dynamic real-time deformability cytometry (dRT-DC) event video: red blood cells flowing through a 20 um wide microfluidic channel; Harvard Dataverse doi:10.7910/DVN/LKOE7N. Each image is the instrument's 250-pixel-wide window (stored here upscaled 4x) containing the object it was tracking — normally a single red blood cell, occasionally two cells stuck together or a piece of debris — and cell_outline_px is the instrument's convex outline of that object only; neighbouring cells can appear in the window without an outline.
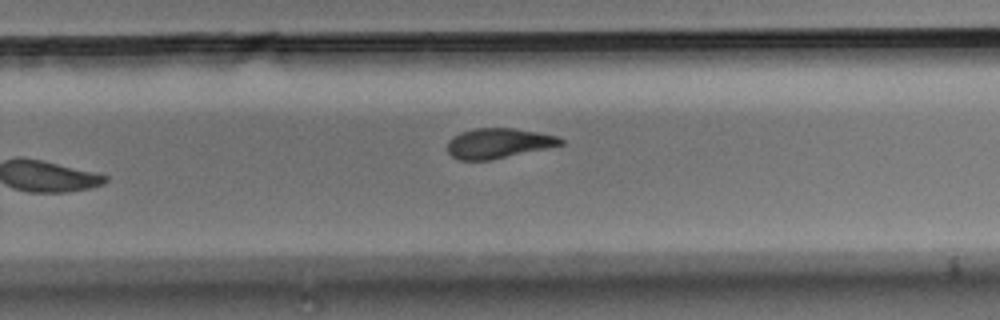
{"species": "Egyptian fruit bat (a non-hibernating species)", "species_latin": "Rousettus aegyptiacus", "temperature_condition": "room temperature", "stored_images_in_passage": 10, "camera_frame_rate_fps": 3000, "um_per_image_px": 0.085, "animal": {"sex": "male"}, "frame": {"image": 1, "passage_image": 9, "time_ms": 2.667, "image_size_px": [1000, 320], "cell_outline_px": [[564, 144], [492, 160], [460, 160], [452, 156], [448, 152], [448, 140], [452, 136], [460, 132], [476, 128], [512, 128], [536, 132], [556, 136], [564, 140]], "centroid_in_image_um": [42.33, 12.18], "position_along_channel_um": 287.5, "area_um2": 19.71}}
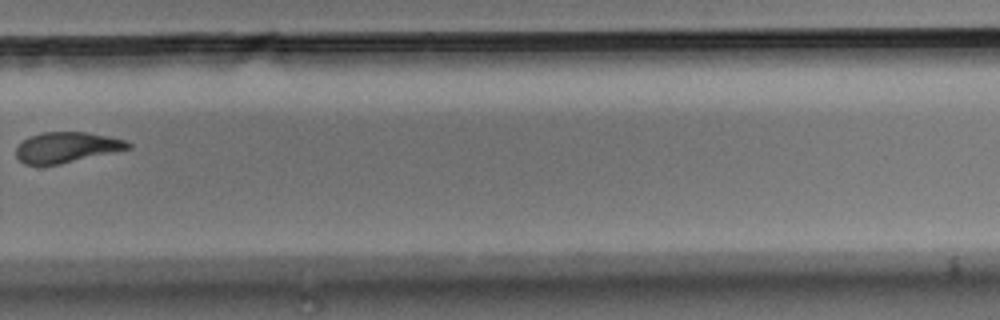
{"frame": {"image": 2, "passage_image": 10, "time_ms": 3.0, "image_size_px": [1000, 320], "cell_outline_px": [[132, 148], [60, 164], [24, 164], [16, 156], [16, 148], [28, 136], [44, 132], [84, 132], [108, 136], [124, 140], [132, 144]], "centroid_in_image_um": [5.67, 12.52], "position_along_channel_um": 324.1, "area_um2": 19.71}}